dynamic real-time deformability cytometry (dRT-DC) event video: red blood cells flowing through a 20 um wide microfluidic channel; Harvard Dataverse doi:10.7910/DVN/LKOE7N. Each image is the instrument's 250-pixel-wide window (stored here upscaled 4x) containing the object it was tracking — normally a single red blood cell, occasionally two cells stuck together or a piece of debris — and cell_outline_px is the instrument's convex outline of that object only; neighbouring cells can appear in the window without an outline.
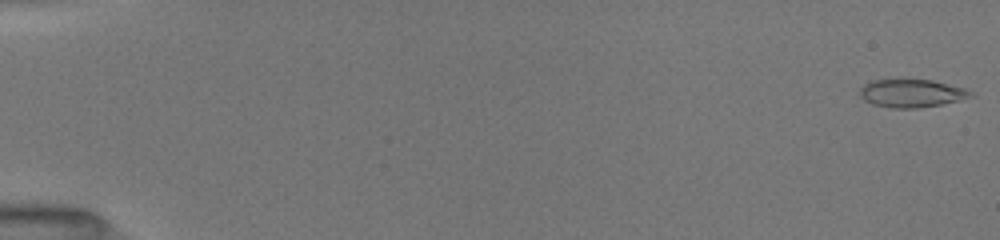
{"species": "common noctule bat (a hibernating species)", "species_latin": "Nyctalus noctula", "temperature_condition": "room temperature", "stored_images_in_passage": 51, "camera_frame_rate_fps": 3000, "um_per_image_px": 0.085, "animal": {"sex": "female", "body_mass_g": 19.5, "forearm_length_mm": 54.1}, "frame": {"image": 1, "passage_image": 1, "time_ms": 0.0, "image_size_px": [1000, 240], "cell_outline_px": [[976, 96], [960, 100], [940, 104], [916, 108], [892, 108], [872, 104], [864, 100], [860, 96], [860, 88], [864, 84], [872, 80], [900, 76], [932, 80], [964, 88], [976, 92]], "centroid_in_image_um": [77.48, 7.87], "position_along_channel_um": 7.5, "area_um2": 18.96}}
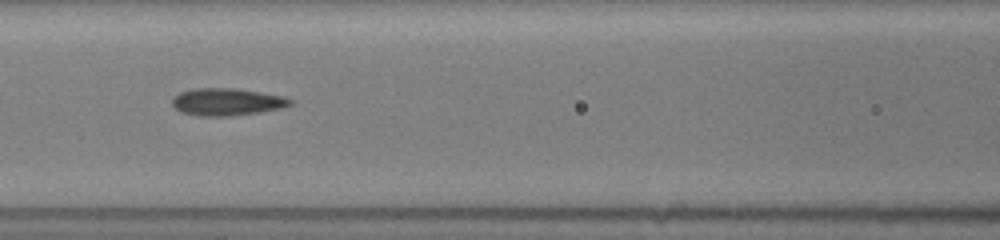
{"frame": {"image": 2, "passage_image": 24, "time_ms": 7.667, "image_size_px": [1000, 240], "cell_outline_px": [[292, 104], [280, 108], [260, 112], [228, 116], [200, 116], [180, 112], [172, 104], [172, 100], [180, 92], [192, 88], [236, 88], [284, 96], [292, 100]], "centroid_in_image_um": [19.28, 8.65], "position_along_channel_um": 147.3, "area_um2": 18.73}}
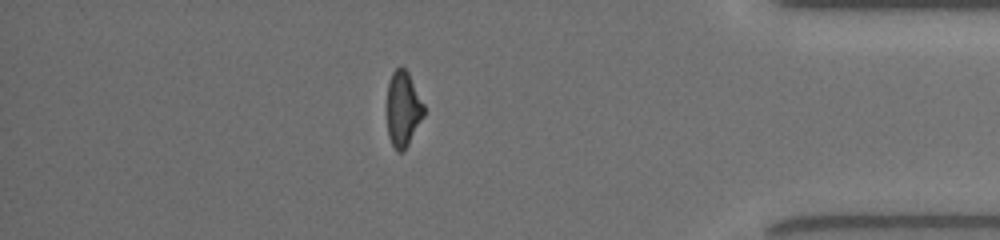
{"frame": {"image": 3, "passage_image": 45, "time_ms": 14.667, "image_size_px": [1000, 240], "cell_outline_px": [[424, 116], [408, 144], [400, 152], [396, 152], [388, 136], [388, 80], [392, 72], [400, 64], [408, 72], [424, 104]], "centroid_in_image_um": [34.26, 9.22], "position_along_channel_um": 400.9, "area_um2": 16.07}, "authors_computed_cell_mechanics": {"area_um2": 18.0336, "velocity_mm_per_s": 4.0507, "shape_relaxation_time_tau1_ms": 7.1354, "shape_relaxation_time_tau2_ms": 2.0779, "deformation_change_tau1": 0.1998, "deformation_change_tau2": 0.1056}}